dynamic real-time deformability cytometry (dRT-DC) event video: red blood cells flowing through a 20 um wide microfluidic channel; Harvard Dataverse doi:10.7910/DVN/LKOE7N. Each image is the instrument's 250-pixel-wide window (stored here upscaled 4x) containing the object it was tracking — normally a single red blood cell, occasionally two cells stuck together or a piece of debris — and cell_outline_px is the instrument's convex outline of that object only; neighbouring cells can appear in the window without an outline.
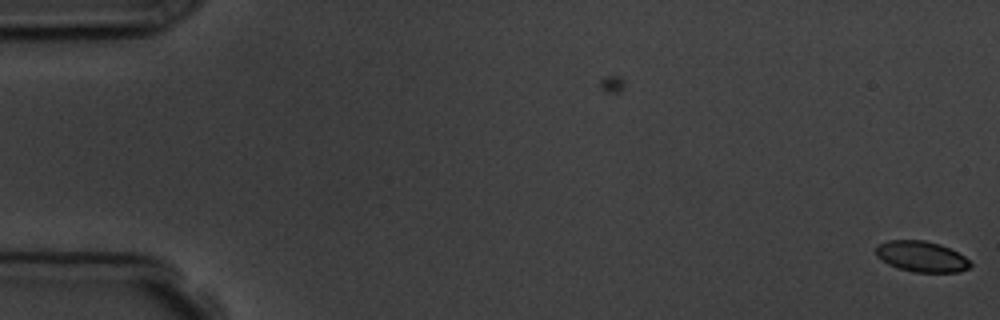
{"species": "common noctule bat (a hibernating species)", "species_latin": "Nyctalus noctula", "temperature_condition": "room temperature", "stored_images_in_passage": 2, "camera_frame_rate_fps": 3000, "um_per_image_px": 0.085, "animal": {"sex": "male", "body_mass_g": 19.5, "forearm_length_mm": 54.6}, "frame": {"image": 1, "passage_image": 2, "time_ms": 1.0, "image_size_px": [1000, 320], "cell_outline_px": [[972, 264], [968, 268], [960, 272], [916, 272], [900, 268], [888, 264], [876, 256], [876, 248], [880, 244], [888, 240], [924, 240], [940, 244], [964, 256]], "centroid_in_image_um": [78.33, 21.8], "position_along_channel_um": 6.7, "area_um2": 16.7}}